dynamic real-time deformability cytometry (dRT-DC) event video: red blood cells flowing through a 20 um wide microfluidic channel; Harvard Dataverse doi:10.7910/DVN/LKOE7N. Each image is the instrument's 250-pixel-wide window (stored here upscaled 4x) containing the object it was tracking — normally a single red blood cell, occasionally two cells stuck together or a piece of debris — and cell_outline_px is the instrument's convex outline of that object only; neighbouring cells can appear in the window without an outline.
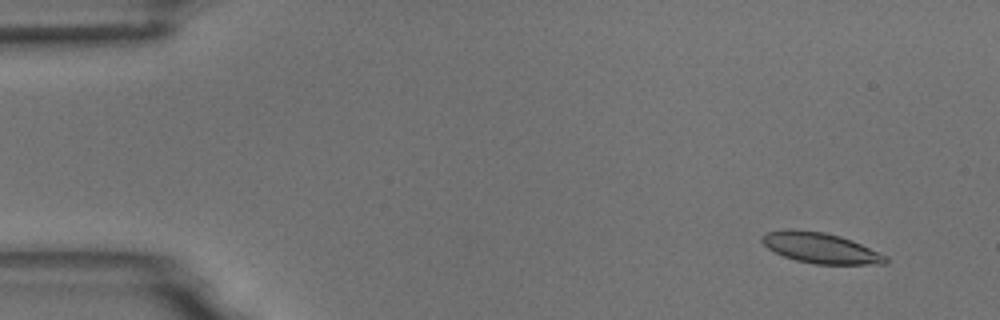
{"species": "common noctule bat (a hibernating species)", "species_latin": "Nyctalus noctula", "temperature_condition": "room temperature", "stored_images_in_passage": 5, "camera_frame_rate_fps": 3000, "um_per_image_px": 0.085, "animal": {"sex": "male", "body_mass_g": 18.8}, "frame": {"image": 1, "passage_image": 2, "time_ms": 1.333, "image_size_px": [1000, 320], "cell_outline_px": [[888, 264], [816, 264], [796, 260], [784, 256], [768, 248], [760, 240], [768, 232], [788, 228], [824, 232], [840, 236], [852, 240], [888, 256]], "centroid_in_image_um": [69.78, 21.07], "position_along_channel_um": 15.2, "area_um2": 21.91}}
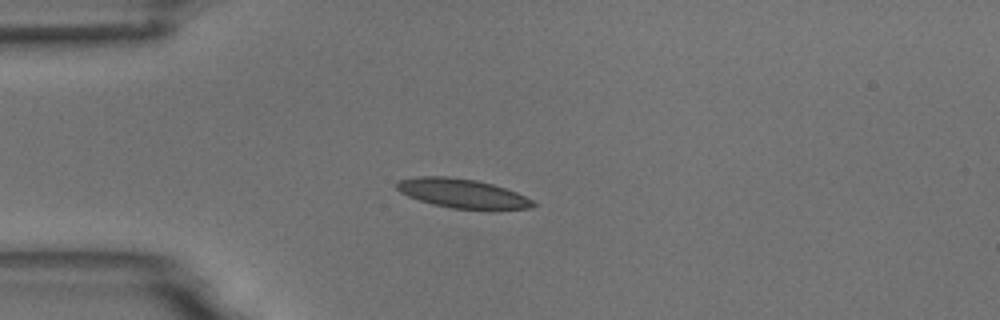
{"frame": {"image": 2, "passage_image": 5, "time_ms": 4.667, "image_size_px": [1000, 320], "cell_outline_px": [[536, 204], [532, 208], [452, 208], [432, 204], [408, 196], [400, 192], [396, 188], [396, 184], [400, 180], [420, 176], [444, 176], [476, 180], [492, 184], [516, 192], [532, 200]], "centroid_in_image_um": [39.25, 16.42], "position_along_channel_um": 45.8, "area_um2": 22.54}}